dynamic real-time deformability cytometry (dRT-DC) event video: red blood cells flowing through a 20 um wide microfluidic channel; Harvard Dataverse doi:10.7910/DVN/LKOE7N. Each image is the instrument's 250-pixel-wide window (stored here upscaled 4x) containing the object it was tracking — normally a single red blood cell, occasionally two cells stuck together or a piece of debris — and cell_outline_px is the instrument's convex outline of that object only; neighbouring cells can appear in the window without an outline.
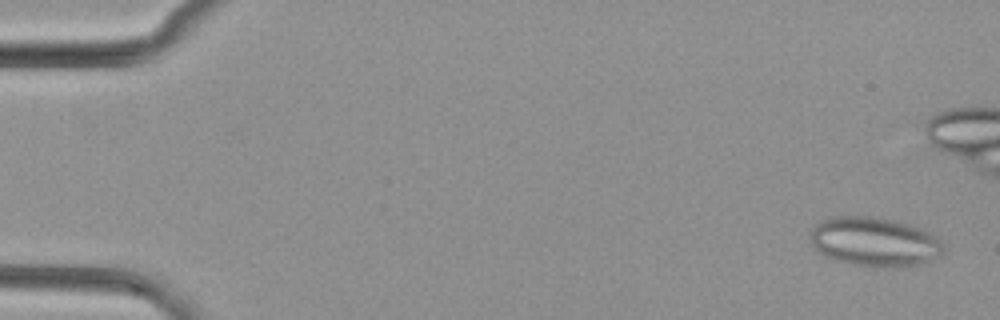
{"species": "common noctule bat (a hibernating species)", "species_latin": "Nyctalus noctula", "temperature_condition": "cold", "stored_images_in_passage": 42, "segment_of_instrument_passage": [1, 2], "camera_frame_rate_fps": 3000, "um_per_image_px": 0.085, "animal": {"sex": "female", "body_mass_g": 29.2, "forearm_length_mm": 56.3}, "frame": {"image": 1, "passage_image": 2, "time_ms": 0.333, "image_size_px": [1000, 320], "cell_outline_px": [[944, 256], [920, 264], [904, 268], [872, 268], [824, 256], [816, 252], [812, 248], [808, 236], [808, 232], [820, 220], [832, 216], [872, 216], [892, 220], [920, 228], [936, 236], [944, 244]], "centroid_in_image_um": [74.32, 20.57], "position_along_channel_um": 10.7, "area_um2": 39.13}}
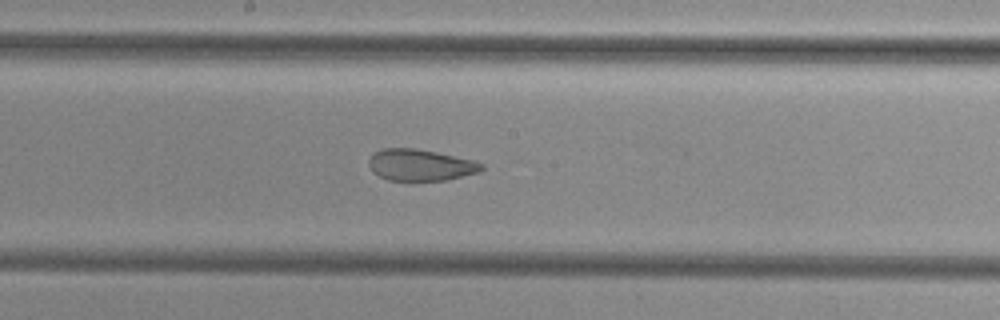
{"frame": {"image": 2, "passage_image": 28, "time_ms": 9.0, "image_size_px": [1000, 320], "cell_outline_px": [[484, 168], [480, 172], [444, 180], [412, 184], [388, 180], [372, 172], [368, 164], [368, 160], [372, 152], [384, 148], [416, 148], [436, 152], [472, 160], [484, 164]], "centroid_in_image_um": [35.68, 14.07], "position_along_channel_um": 212.5, "area_um2": 21.5}}
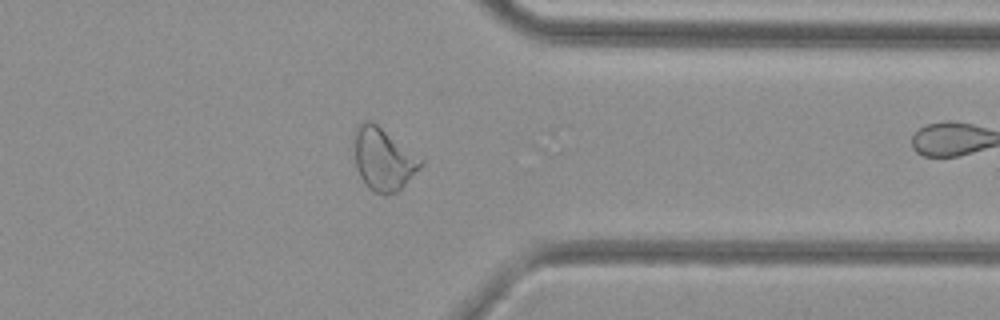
{"frame": {"image": 3, "passage_image": 41, "time_ms": 13.333, "image_size_px": [1000, 320], "cell_outline_px": [[424, 164], [396, 192], [388, 196], [384, 196], [372, 192], [368, 188], [360, 176], [356, 168], [352, 140], [352, 136], [356, 128], [364, 120], [372, 120], [424, 160]], "centroid_in_image_um": [32.54, 13.52], "position_along_channel_um": 378.9, "area_um2": 24.62}}